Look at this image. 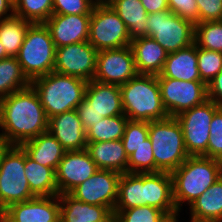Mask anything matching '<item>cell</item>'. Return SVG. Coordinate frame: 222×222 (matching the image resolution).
I'll return each instance as SVG.
<instances>
[{
  "label": "cell",
  "mask_w": 222,
  "mask_h": 222,
  "mask_svg": "<svg viewBox=\"0 0 222 222\" xmlns=\"http://www.w3.org/2000/svg\"><path fill=\"white\" fill-rule=\"evenodd\" d=\"M49 119L30 85L0 100V135L8 145L21 146L48 131Z\"/></svg>",
  "instance_id": "cell-1"
},
{
  "label": "cell",
  "mask_w": 222,
  "mask_h": 222,
  "mask_svg": "<svg viewBox=\"0 0 222 222\" xmlns=\"http://www.w3.org/2000/svg\"><path fill=\"white\" fill-rule=\"evenodd\" d=\"M171 175L174 203L182 212L183 206H189L222 176V161L189 156Z\"/></svg>",
  "instance_id": "cell-2"
},
{
  "label": "cell",
  "mask_w": 222,
  "mask_h": 222,
  "mask_svg": "<svg viewBox=\"0 0 222 222\" xmlns=\"http://www.w3.org/2000/svg\"><path fill=\"white\" fill-rule=\"evenodd\" d=\"M30 85L37 92L49 119L55 115L75 110L85 98L88 82L53 71L35 78Z\"/></svg>",
  "instance_id": "cell-3"
},
{
  "label": "cell",
  "mask_w": 222,
  "mask_h": 222,
  "mask_svg": "<svg viewBox=\"0 0 222 222\" xmlns=\"http://www.w3.org/2000/svg\"><path fill=\"white\" fill-rule=\"evenodd\" d=\"M124 115L129 120L151 122L169 117L160 94L157 75L138 74L120 85Z\"/></svg>",
  "instance_id": "cell-4"
},
{
  "label": "cell",
  "mask_w": 222,
  "mask_h": 222,
  "mask_svg": "<svg viewBox=\"0 0 222 222\" xmlns=\"http://www.w3.org/2000/svg\"><path fill=\"white\" fill-rule=\"evenodd\" d=\"M149 139L155 158V173H172L190 156L181 125L175 117L149 122Z\"/></svg>",
  "instance_id": "cell-5"
},
{
  "label": "cell",
  "mask_w": 222,
  "mask_h": 222,
  "mask_svg": "<svg viewBox=\"0 0 222 222\" xmlns=\"http://www.w3.org/2000/svg\"><path fill=\"white\" fill-rule=\"evenodd\" d=\"M56 46L45 23H32L16 56L31 82L54 71Z\"/></svg>",
  "instance_id": "cell-6"
},
{
  "label": "cell",
  "mask_w": 222,
  "mask_h": 222,
  "mask_svg": "<svg viewBox=\"0 0 222 222\" xmlns=\"http://www.w3.org/2000/svg\"><path fill=\"white\" fill-rule=\"evenodd\" d=\"M35 198L24 173V149L8 145L0 157V212Z\"/></svg>",
  "instance_id": "cell-7"
},
{
  "label": "cell",
  "mask_w": 222,
  "mask_h": 222,
  "mask_svg": "<svg viewBox=\"0 0 222 222\" xmlns=\"http://www.w3.org/2000/svg\"><path fill=\"white\" fill-rule=\"evenodd\" d=\"M131 41L115 10L105 0L97 1L91 11L88 42L100 51L130 46Z\"/></svg>",
  "instance_id": "cell-8"
},
{
  "label": "cell",
  "mask_w": 222,
  "mask_h": 222,
  "mask_svg": "<svg viewBox=\"0 0 222 222\" xmlns=\"http://www.w3.org/2000/svg\"><path fill=\"white\" fill-rule=\"evenodd\" d=\"M147 36L167 53L176 52L194 43L195 24L170 10L148 14Z\"/></svg>",
  "instance_id": "cell-9"
},
{
  "label": "cell",
  "mask_w": 222,
  "mask_h": 222,
  "mask_svg": "<svg viewBox=\"0 0 222 222\" xmlns=\"http://www.w3.org/2000/svg\"><path fill=\"white\" fill-rule=\"evenodd\" d=\"M219 108L220 106L208 99L175 117L181 125L185 147L190 156L202 155L207 157L210 123L214 113Z\"/></svg>",
  "instance_id": "cell-10"
},
{
  "label": "cell",
  "mask_w": 222,
  "mask_h": 222,
  "mask_svg": "<svg viewBox=\"0 0 222 222\" xmlns=\"http://www.w3.org/2000/svg\"><path fill=\"white\" fill-rule=\"evenodd\" d=\"M163 106L169 117H176L185 110L208 100L207 84L203 81H180L157 78Z\"/></svg>",
  "instance_id": "cell-11"
},
{
  "label": "cell",
  "mask_w": 222,
  "mask_h": 222,
  "mask_svg": "<svg viewBox=\"0 0 222 222\" xmlns=\"http://www.w3.org/2000/svg\"><path fill=\"white\" fill-rule=\"evenodd\" d=\"M98 51L88 42H79L56 48L54 71L81 78L94 79Z\"/></svg>",
  "instance_id": "cell-12"
},
{
  "label": "cell",
  "mask_w": 222,
  "mask_h": 222,
  "mask_svg": "<svg viewBox=\"0 0 222 222\" xmlns=\"http://www.w3.org/2000/svg\"><path fill=\"white\" fill-rule=\"evenodd\" d=\"M120 176L121 173L113 170L98 169L69 194L84 203L105 206L113 213L118 197Z\"/></svg>",
  "instance_id": "cell-13"
},
{
  "label": "cell",
  "mask_w": 222,
  "mask_h": 222,
  "mask_svg": "<svg viewBox=\"0 0 222 222\" xmlns=\"http://www.w3.org/2000/svg\"><path fill=\"white\" fill-rule=\"evenodd\" d=\"M137 75L138 71L130 46L98 51L93 80L120 86Z\"/></svg>",
  "instance_id": "cell-14"
},
{
  "label": "cell",
  "mask_w": 222,
  "mask_h": 222,
  "mask_svg": "<svg viewBox=\"0 0 222 222\" xmlns=\"http://www.w3.org/2000/svg\"><path fill=\"white\" fill-rule=\"evenodd\" d=\"M98 170L86 149L66 151L55 173L58 195L69 193Z\"/></svg>",
  "instance_id": "cell-15"
},
{
  "label": "cell",
  "mask_w": 222,
  "mask_h": 222,
  "mask_svg": "<svg viewBox=\"0 0 222 222\" xmlns=\"http://www.w3.org/2000/svg\"><path fill=\"white\" fill-rule=\"evenodd\" d=\"M91 14H52L44 23L56 46L88 41Z\"/></svg>",
  "instance_id": "cell-16"
},
{
  "label": "cell",
  "mask_w": 222,
  "mask_h": 222,
  "mask_svg": "<svg viewBox=\"0 0 222 222\" xmlns=\"http://www.w3.org/2000/svg\"><path fill=\"white\" fill-rule=\"evenodd\" d=\"M3 212L14 222H58L59 195L35 197L28 201L15 203Z\"/></svg>",
  "instance_id": "cell-17"
},
{
  "label": "cell",
  "mask_w": 222,
  "mask_h": 222,
  "mask_svg": "<svg viewBox=\"0 0 222 222\" xmlns=\"http://www.w3.org/2000/svg\"><path fill=\"white\" fill-rule=\"evenodd\" d=\"M48 132L56 138L66 151L86 149V131L76 109L49 118Z\"/></svg>",
  "instance_id": "cell-18"
},
{
  "label": "cell",
  "mask_w": 222,
  "mask_h": 222,
  "mask_svg": "<svg viewBox=\"0 0 222 222\" xmlns=\"http://www.w3.org/2000/svg\"><path fill=\"white\" fill-rule=\"evenodd\" d=\"M84 100L89 106H92L94 112L100 117L124 115L119 85L91 80L88 82Z\"/></svg>",
  "instance_id": "cell-19"
},
{
  "label": "cell",
  "mask_w": 222,
  "mask_h": 222,
  "mask_svg": "<svg viewBox=\"0 0 222 222\" xmlns=\"http://www.w3.org/2000/svg\"><path fill=\"white\" fill-rule=\"evenodd\" d=\"M144 205L156 207L166 215L177 212L171 173H144Z\"/></svg>",
  "instance_id": "cell-20"
},
{
  "label": "cell",
  "mask_w": 222,
  "mask_h": 222,
  "mask_svg": "<svg viewBox=\"0 0 222 222\" xmlns=\"http://www.w3.org/2000/svg\"><path fill=\"white\" fill-rule=\"evenodd\" d=\"M130 47L138 74L159 75L168 53L149 36L132 39Z\"/></svg>",
  "instance_id": "cell-21"
},
{
  "label": "cell",
  "mask_w": 222,
  "mask_h": 222,
  "mask_svg": "<svg viewBox=\"0 0 222 222\" xmlns=\"http://www.w3.org/2000/svg\"><path fill=\"white\" fill-rule=\"evenodd\" d=\"M157 78H173L180 81H202L198 70L197 46L195 43L168 53L163 69Z\"/></svg>",
  "instance_id": "cell-22"
},
{
  "label": "cell",
  "mask_w": 222,
  "mask_h": 222,
  "mask_svg": "<svg viewBox=\"0 0 222 222\" xmlns=\"http://www.w3.org/2000/svg\"><path fill=\"white\" fill-rule=\"evenodd\" d=\"M61 222H108L114 215L105 206L77 200L69 193L59 194Z\"/></svg>",
  "instance_id": "cell-23"
},
{
  "label": "cell",
  "mask_w": 222,
  "mask_h": 222,
  "mask_svg": "<svg viewBox=\"0 0 222 222\" xmlns=\"http://www.w3.org/2000/svg\"><path fill=\"white\" fill-rule=\"evenodd\" d=\"M186 209L189 222H222V176Z\"/></svg>",
  "instance_id": "cell-24"
},
{
  "label": "cell",
  "mask_w": 222,
  "mask_h": 222,
  "mask_svg": "<svg viewBox=\"0 0 222 222\" xmlns=\"http://www.w3.org/2000/svg\"><path fill=\"white\" fill-rule=\"evenodd\" d=\"M86 150L98 169L127 173L128 156L121 139L107 142H87Z\"/></svg>",
  "instance_id": "cell-25"
},
{
  "label": "cell",
  "mask_w": 222,
  "mask_h": 222,
  "mask_svg": "<svg viewBox=\"0 0 222 222\" xmlns=\"http://www.w3.org/2000/svg\"><path fill=\"white\" fill-rule=\"evenodd\" d=\"M22 148L37 163L53 168L55 171L66 150L48 131L24 142Z\"/></svg>",
  "instance_id": "cell-26"
},
{
  "label": "cell",
  "mask_w": 222,
  "mask_h": 222,
  "mask_svg": "<svg viewBox=\"0 0 222 222\" xmlns=\"http://www.w3.org/2000/svg\"><path fill=\"white\" fill-rule=\"evenodd\" d=\"M24 173L35 197L58 195L56 173L53 168L41 165L30 158L24 150Z\"/></svg>",
  "instance_id": "cell-27"
},
{
  "label": "cell",
  "mask_w": 222,
  "mask_h": 222,
  "mask_svg": "<svg viewBox=\"0 0 222 222\" xmlns=\"http://www.w3.org/2000/svg\"><path fill=\"white\" fill-rule=\"evenodd\" d=\"M123 20L132 39L147 36L148 14L141 0H105Z\"/></svg>",
  "instance_id": "cell-28"
},
{
  "label": "cell",
  "mask_w": 222,
  "mask_h": 222,
  "mask_svg": "<svg viewBox=\"0 0 222 222\" xmlns=\"http://www.w3.org/2000/svg\"><path fill=\"white\" fill-rule=\"evenodd\" d=\"M144 205V173L121 174L115 209H130Z\"/></svg>",
  "instance_id": "cell-29"
},
{
  "label": "cell",
  "mask_w": 222,
  "mask_h": 222,
  "mask_svg": "<svg viewBox=\"0 0 222 222\" xmlns=\"http://www.w3.org/2000/svg\"><path fill=\"white\" fill-rule=\"evenodd\" d=\"M32 22L13 14L0 20V43L9 57H16Z\"/></svg>",
  "instance_id": "cell-30"
},
{
  "label": "cell",
  "mask_w": 222,
  "mask_h": 222,
  "mask_svg": "<svg viewBox=\"0 0 222 222\" xmlns=\"http://www.w3.org/2000/svg\"><path fill=\"white\" fill-rule=\"evenodd\" d=\"M30 84L16 57L0 60V100L16 91L28 88Z\"/></svg>",
  "instance_id": "cell-31"
},
{
  "label": "cell",
  "mask_w": 222,
  "mask_h": 222,
  "mask_svg": "<svg viewBox=\"0 0 222 222\" xmlns=\"http://www.w3.org/2000/svg\"><path fill=\"white\" fill-rule=\"evenodd\" d=\"M128 118L125 115L102 118L86 130L87 142H107L123 137Z\"/></svg>",
  "instance_id": "cell-32"
},
{
  "label": "cell",
  "mask_w": 222,
  "mask_h": 222,
  "mask_svg": "<svg viewBox=\"0 0 222 222\" xmlns=\"http://www.w3.org/2000/svg\"><path fill=\"white\" fill-rule=\"evenodd\" d=\"M194 43L199 48L222 52V21L196 23Z\"/></svg>",
  "instance_id": "cell-33"
},
{
  "label": "cell",
  "mask_w": 222,
  "mask_h": 222,
  "mask_svg": "<svg viewBox=\"0 0 222 222\" xmlns=\"http://www.w3.org/2000/svg\"><path fill=\"white\" fill-rule=\"evenodd\" d=\"M14 14L32 23H44L53 14V0H19Z\"/></svg>",
  "instance_id": "cell-34"
},
{
  "label": "cell",
  "mask_w": 222,
  "mask_h": 222,
  "mask_svg": "<svg viewBox=\"0 0 222 222\" xmlns=\"http://www.w3.org/2000/svg\"><path fill=\"white\" fill-rule=\"evenodd\" d=\"M128 173H155V158L148 138L128 157Z\"/></svg>",
  "instance_id": "cell-35"
},
{
  "label": "cell",
  "mask_w": 222,
  "mask_h": 222,
  "mask_svg": "<svg viewBox=\"0 0 222 222\" xmlns=\"http://www.w3.org/2000/svg\"><path fill=\"white\" fill-rule=\"evenodd\" d=\"M116 222H159L166 214L153 206L143 205L130 209H114Z\"/></svg>",
  "instance_id": "cell-36"
},
{
  "label": "cell",
  "mask_w": 222,
  "mask_h": 222,
  "mask_svg": "<svg viewBox=\"0 0 222 222\" xmlns=\"http://www.w3.org/2000/svg\"><path fill=\"white\" fill-rule=\"evenodd\" d=\"M200 78L208 84L222 71V52L197 47Z\"/></svg>",
  "instance_id": "cell-37"
},
{
  "label": "cell",
  "mask_w": 222,
  "mask_h": 222,
  "mask_svg": "<svg viewBox=\"0 0 222 222\" xmlns=\"http://www.w3.org/2000/svg\"><path fill=\"white\" fill-rule=\"evenodd\" d=\"M149 138V122L127 121L121 141L126 155L129 157L144 141Z\"/></svg>",
  "instance_id": "cell-38"
},
{
  "label": "cell",
  "mask_w": 222,
  "mask_h": 222,
  "mask_svg": "<svg viewBox=\"0 0 222 222\" xmlns=\"http://www.w3.org/2000/svg\"><path fill=\"white\" fill-rule=\"evenodd\" d=\"M207 157L222 161V107L214 113L210 123Z\"/></svg>",
  "instance_id": "cell-39"
},
{
  "label": "cell",
  "mask_w": 222,
  "mask_h": 222,
  "mask_svg": "<svg viewBox=\"0 0 222 222\" xmlns=\"http://www.w3.org/2000/svg\"><path fill=\"white\" fill-rule=\"evenodd\" d=\"M97 0H53V14H91Z\"/></svg>",
  "instance_id": "cell-40"
},
{
  "label": "cell",
  "mask_w": 222,
  "mask_h": 222,
  "mask_svg": "<svg viewBox=\"0 0 222 222\" xmlns=\"http://www.w3.org/2000/svg\"><path fill=\"white\" fill-rule=\"evenodd\" d=\"M198 23L222 21V0H196Z\"/></svg>",
  "instance_id": "cell-41"
},
{
  "label": "cell",
  "mask_w": 222,
  "mask_h": 222,
  "mask_svg": "<svg viewBox=\"0 0 222 222\" xmlns=\"http://www.w3.org/2000/svg\"><path fill=\"white\" fill-rule=\"evenodd\" d=\"M169 10L181 18L198 23V6L196 0H167Z\"/></svg>",
  "instance_id": "cell-42"
},
{
  "label": "cell",
  "mask_w": 222,
  "mask_h": 222,
  "mask_svg": "<svg viewBox=\"0 0 222 222\" xmlns=\"http://www.w3.org/2000/svg\"><path fill=\"white\" fill-rule=\"evenodd\" d=\"M76 111L85 131L103 118L96 114L92 109V106H89L85 100L80 102Z\"/></svg>",
  "instance_id": "cell-43"
},
{
  "label": "cell",
  "mask_w": 222,
  "mask_h": 222,
  "mask_svg": "<svg viewBox=\"0 0 222 222\" xmlns=\"http://www.w3.org/2000/svg\"><path fill=\"white\" fill-rule=\"evenodd\" d=\"M208 99L222 107V71L207 84Z\"/></svg>",
  "instance_id": "cell-44"
},
{
  "label": "cell",
  "mask_w": 222,
  "mask_h": 222,
  "mask_svg": "<svg viewBox=\"0 0 222 222\" xmlns=\"http://www.w3.org/2000/svg\"><path fill=\"white\" fill-rule=\"evenodd\" d=\"M141 3L147 14L169 10L167 0H141Z\"/></svg>",
  "instance_id": "cell-45"
},
{
  "label": "cell",
  "mask_w": 222,
  "mask_h": 222,
  "mask_svg": "<svg viewBox=\"0 0 222 222\" xmlns=\"http://www.w3.org/2000/svg\"><path fill=\"white\" fill-rule=\"evenodd\" d=\"M14 14V8L6 1L0 0V20Z\"/></svg>",
  "instance_id": "cell-46"
},
{
  "label": "cell",
  "mask_w": 222,
  "mask_h": 222,
  "mask_svg": "<svg viewBox=\"0 0 222 222\" xmlns=\"http://www.w3.org/2000/svg\"><path fill=\"white\" fill-rule=\"evenodd\" d=\"M180 213L177 211L173 214L165 215L159 222H179Z\"/></svg>",
  "instance_id": "cell-47"
},
{
  "label": "cell",
  "mask_w": 222,
  "mask_h": 222,
  "mask_svg": "<svg viewBox=\"0 0 222 222\" xmlns=\"http://www.w3.org/2000/svg\"><path fill=\"white\" fill-rule=\"evenodd\" d=\"M8 147L6 140L0 135V157L4 150Z\"/></svg>",
  "instance_id": "cell-48"
},
{
  "label": "cell",
  "mask_w": 222,
  "mask_h": 222,
  "mask_svg": "<svg viewBox=\"0 0 222 222\" xmlns=\"http://www.w3.org/2000/svg\"><path fill=\"white\" fill-rule=\"evenodd\" d=\"M0 222H14L4 212H0Z\"/></svg>",
  "instance_id": "cell-49"
},
{
  "label": "cell",
  "mask_w": 222,
  "mask_h": 222,
  "mask_svg": "<svg viewBox=\"0 0 222 222\" xmlns=\"http://www.w3.org/2000/svg\"><path fill=\"white\" fill-rule=\"evenodd\" d=\"M9 57L6 52L5 49L3 47V45L0 43V60Z\"/></svg>",
  "instance_id": "cell-50"
},
{
  "label": "cell",
  "mask_w": 222,
  "mask_h": 222,
  "mask_svg": "<svg viewBox=\"0 0 222 222\" xmlns=\"http://www.w3.org/2000/svg\"><path fill=\"white\" fill-rule=\"evenodd\" d=\"M6 1L14 8L19 0H6Z\"/></svg>",
  "instance_id": "cell-51"
},
{
  "label": "cell",
  "mask_w": 222,
  "mask_h": 222,
  "mask_svg": "<svg viewBox=\"0 0 222 222\" xmlns=\"http://www.w3.org/2000/svg\"><path fill=\"white\" fill-rule=\"evenodd\" d=\"M108 222H116L114 216Z\"/></svg>",
  "instance_id": "cell-52"
}]
</instances>
